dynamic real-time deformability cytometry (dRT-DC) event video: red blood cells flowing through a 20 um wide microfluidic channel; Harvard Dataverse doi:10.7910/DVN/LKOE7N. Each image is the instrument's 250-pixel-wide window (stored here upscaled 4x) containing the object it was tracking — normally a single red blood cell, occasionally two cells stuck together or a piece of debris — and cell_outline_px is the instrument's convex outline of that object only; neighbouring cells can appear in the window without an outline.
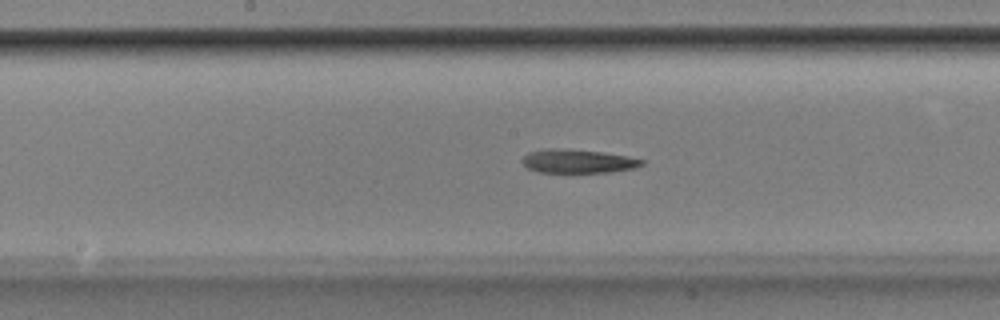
{"species": "Egyptian fruit bat (a non-hibernating species)", "species_latin": "Rousettus aegyptiacus", "temperature_condition": "room temperature", "stored_images_in_passage": 51, "camera_frame_rate_fps": 3000, "um_per_image_px": 0.085, "animal": {"sex": "male"}, "frame": {"image": 1, "passage_image": 26, "time_ms": 8.333, "image_size_px": [1000, 320], "cell_outline_px": [[644, 164], [636, 168], [612, 172], [536, 172], [528, 168], [520, 160], [528, 152], [548, 148], [564, 148], [604, 152], [628, 156], [644, 160]], "centroid_in_image_um": [49.13, 13.69], "position_along_channel_um": 199.1, "area_um2": 16.7}}
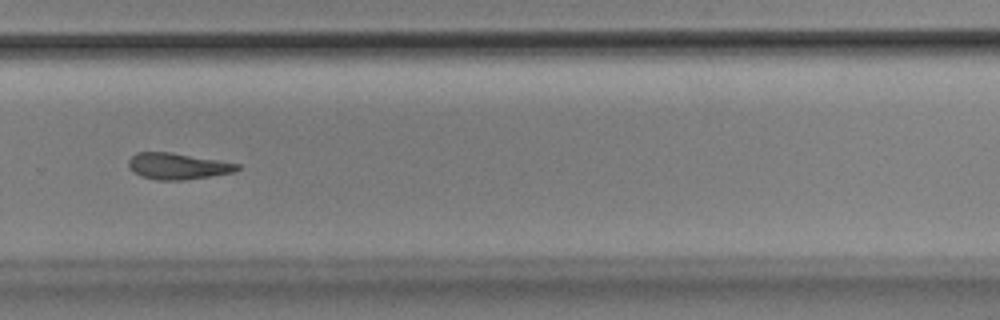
{"frame": {"image": 2, "passage_image": 35, "time_ms": 11.333, "image_size_px": [1000, 320], "cell_outline_px": [[240, 168], [236, 172], [184, 180], [156, 180], [140, 176], [132, 172], [128, 168], [128, 160], [136, 152], [172, 152], [240, 164]], "centroid_in_image_um": [15.07, 14.13], "position_along_channel_um": 314.7, "area_um2": 16.82}}
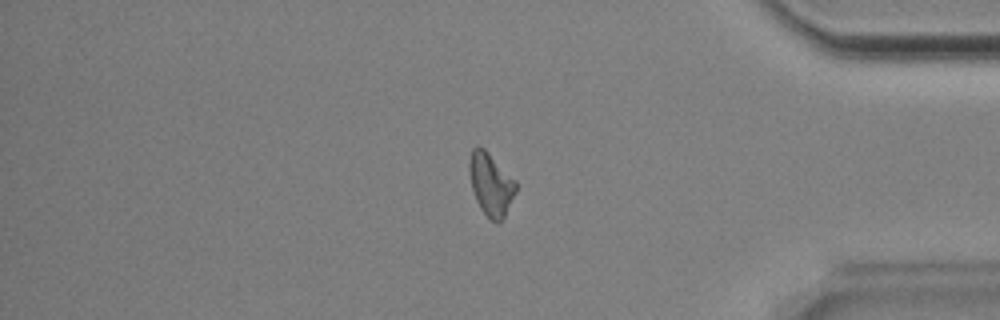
{"frame": {"image": 3, "passage_image": 43, "time_ms": 14.0, "image_size_px": [1000, 320], "cell_outline_px": [[516, 192], [504, 216], [496, 224], [480, 208], [476, 200], [472, 188], [468, 172], [468, 160], [472, 148], [476, 144], [480, 144], [516, 180]], "centroid_in_image_um": [41.69, 15.6], "position_along_channel_um": 393.5, "area_um2": 17.11}}